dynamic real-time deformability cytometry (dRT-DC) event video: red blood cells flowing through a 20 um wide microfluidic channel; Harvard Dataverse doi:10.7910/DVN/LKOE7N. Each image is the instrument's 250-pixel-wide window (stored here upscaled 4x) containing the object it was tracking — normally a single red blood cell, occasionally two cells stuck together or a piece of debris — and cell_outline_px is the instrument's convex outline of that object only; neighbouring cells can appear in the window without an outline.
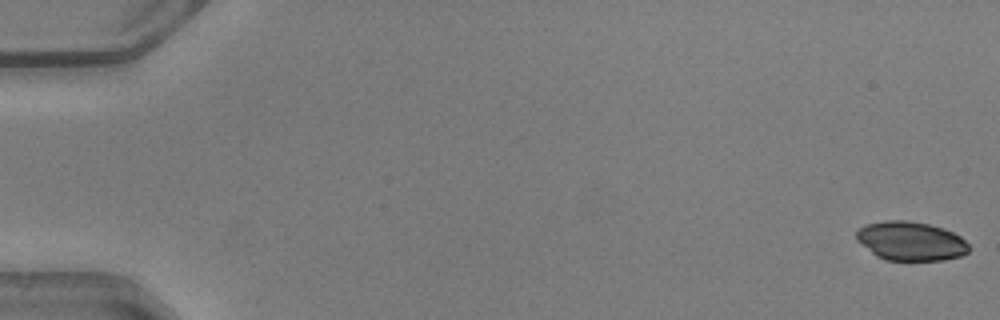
{"species": "common noctule bat (a hibernating species)", "species_latin": "Nyctalus noctula", "temperature_condition": "warm", "stored_images_in_passage": 12, "camera_frame_rate_fps": 3000, "um_per_image_px": 0.085, "animal": {"sex": "male", "body_mass_g": 20.5, "forearm_length_mm": 52.5}, "frame": {"image": 1, "passage_image": 1, "time_ms": 0.0, "image_size_px": [1000, 320], "cell_outline_px": [[968, 252], [960, 256], [944, 260], [884, 260], [876, 256], [856, 240], [856, 232], [864, 224], [884, 220], [908, 220], [928, 224], [944, 228], [960, 236], [968, 244]], "centroid_in_image_um": [77.38, 20.48], "position_along_channel_um": 7.6, "area_um2": 25.66}}